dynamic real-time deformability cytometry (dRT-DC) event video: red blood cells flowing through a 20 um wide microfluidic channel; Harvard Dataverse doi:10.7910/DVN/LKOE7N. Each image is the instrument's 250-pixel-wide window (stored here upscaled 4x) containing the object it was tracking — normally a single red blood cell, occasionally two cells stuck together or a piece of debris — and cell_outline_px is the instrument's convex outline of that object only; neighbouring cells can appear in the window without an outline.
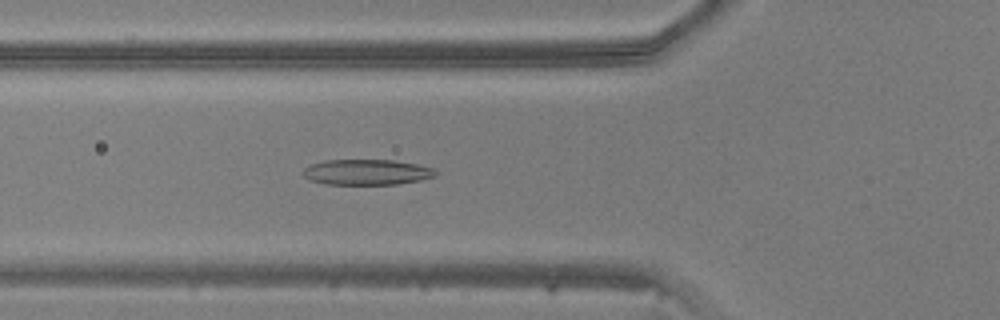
{"species": "common noctule bat (a hibernating species)", "species_latin": "Nyctalus noctula", "temperature_condition": "warm", "stored_images_in_passage": 50, "camera_frame_rate_fps": 3000, "um_per_image_px": 0.085, "animal": {"sex": "male", "body_mass_g": 20.5, "forearm_length_mm": 52.5}, "frame": {"image": 1, "passage_image": 18, "time_ms": 5.667, "image_size_px": [1000, 320], "cell_outline_px": [[440, 172], [436, 176], [420, 180], [400, 184], [324, 184], [308, 180], [300, 172], [304, 168], [312, 164], [324, 160], [392, 160], [416, 164], [436, 168]], "centroid_in_image_um": [31.19, 14.63], "position_along_channel_um": 94.6, "area_um2": 20.0}}
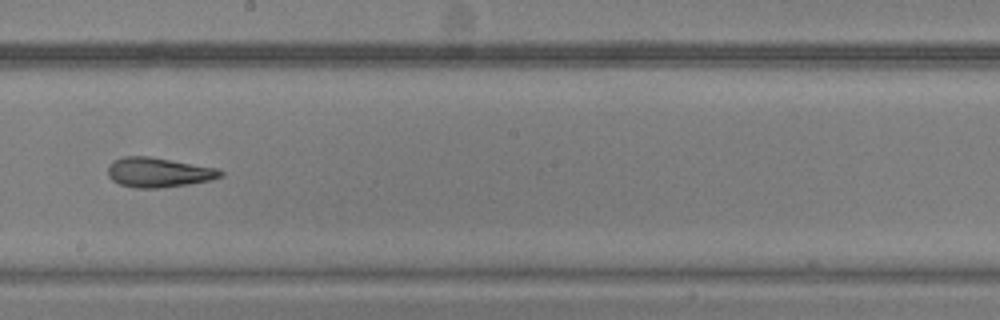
{"frame": {"image": 2, "passage_image": 28, "time_ms": 9.0, "image_size_px": [1000, 320], "cell_outline_px": [[224, 176], [212, 180], [188, 184], [156, 188], [132, 188], [120, 184], [112, 180], [108, 176], [108, 168], [116, 160], [124, 156], [148, 156], [216, 168], [224, 172]], "centroid_in_image_um": [13.49, 14.66], "position_along_channel_um": 234.7, "area_um2": 19.31}}
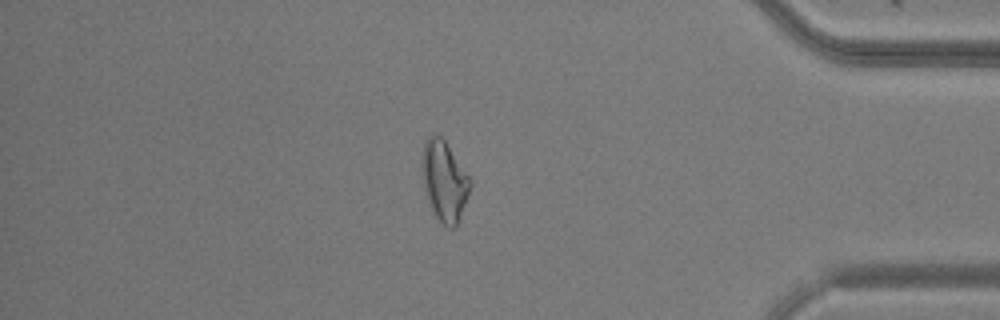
{"frame": {"image": 3, "passage_image": 42, "time_ms": 13.667, "image_size_px": [1000, 320], "cell_outline_px": [[472, 184], [456, 224], [452, 228], [448, 228], [436, 216], [428, 200], [424, 184], [420, 164], [424, 144], [428, 136], [440, 136], [444, 140], [472, 180]], "centroid_in_image_um": [37.75, 15.35], "position_along_channel_um": 397.4, "area_um2": 21.91}}